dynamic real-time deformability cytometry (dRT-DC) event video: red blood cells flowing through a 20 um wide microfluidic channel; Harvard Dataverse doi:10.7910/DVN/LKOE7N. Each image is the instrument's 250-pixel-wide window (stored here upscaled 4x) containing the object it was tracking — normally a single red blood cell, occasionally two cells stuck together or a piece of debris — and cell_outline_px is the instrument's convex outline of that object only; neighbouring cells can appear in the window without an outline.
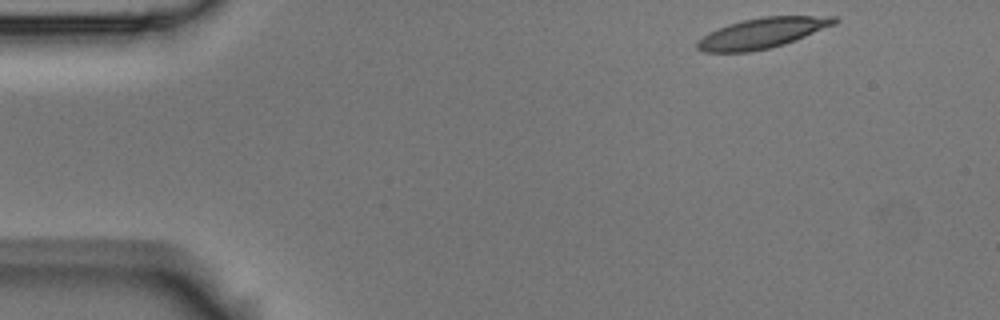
{"species": "Egyptian fruit bat (a non-hibernating species)", "species_latin": "Rousettus aegyptiacus", "temperature_condition": "room temperature", "stored_images_in_passage": 4, "camera_frame_rate_fps": 3000, "um_per_image_px": 0.085, "animal": {"sex": "male"}, "frame": {"image": 1, "passage_image": 1, "time_ms": 0.0, "image_size_px": [1000, 320], "cell_outline_px": [[840, 20], [836, 24], [796, 40], [784, 44], [752, 52], [704, 52], [696, 48], [696, 44], [708, 32], [728, 24], [760, 16], [836, 16]], "centroid_in_image_um": [64.82, 2.8], "position_along_channel_um": 20.2, "area_um2": 24.28}}
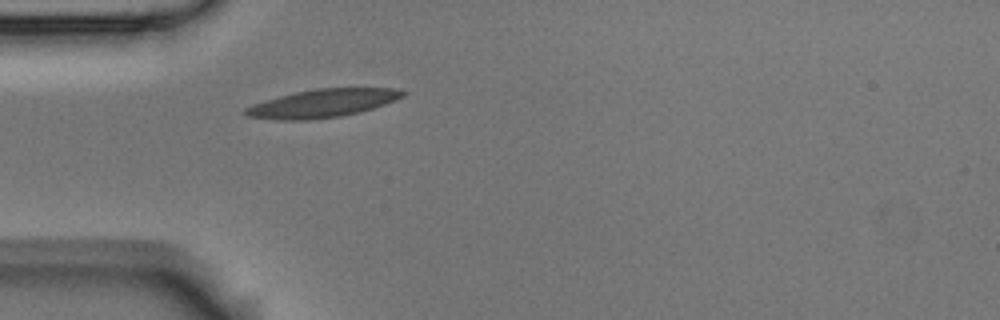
{"frame": {"image": 2, "passage_image": 4, "time_ms": 1.0, "image_size_px": [1000, 320], "cell_outline_px": [[408, 92], [404, 96], [396, 100], [360, 112], [340, 116], [308, 120], [284, 120], [248, 116], [240, 112], [244, 108], [252, 104], [280, 96], [296, 92], [316, 88], [392, 88]], "centroid_in_image_um": [27.41, 8.78], "position_along_channel_um": 57.6, "area_um2": 25.66}}